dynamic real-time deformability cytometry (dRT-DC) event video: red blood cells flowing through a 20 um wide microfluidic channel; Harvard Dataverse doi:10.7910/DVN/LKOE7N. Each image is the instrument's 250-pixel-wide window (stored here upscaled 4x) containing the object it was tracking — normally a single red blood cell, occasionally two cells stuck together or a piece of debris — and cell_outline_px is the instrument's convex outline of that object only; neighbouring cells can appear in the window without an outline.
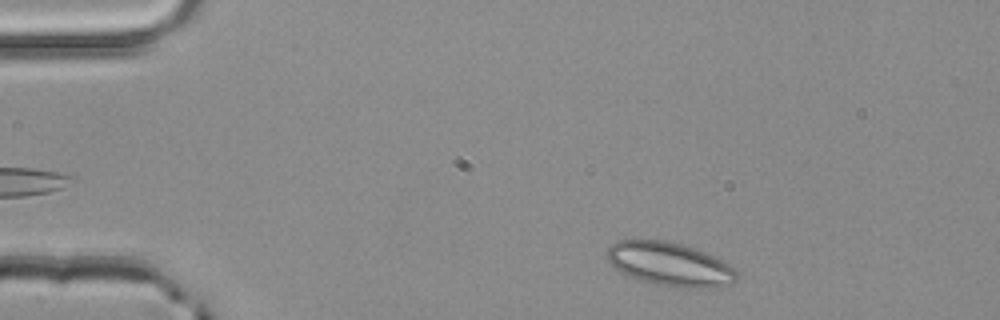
{"species": "common noctule bat (a hibernating species)", "species_latin": "Nyctalus noctula", "temperature_condition": "room temperature", "stored_images_in_passage": 45, "camera_frame_rate_fps": 3000, "um_per_image_px": 0.085, "animal": {"sex": "male", "body_mass_g": 20.4}, "frame": {"image": 1, "passage_image": 2, "time_ms": 0.333, "image_size_px": [1000, 320], "cell_outline_px": [[736, 280], [732, 284], [720, 288], [680, 288], [660, 284], [628, 276], [620, 272], [608, 260], [604, 252], [616, 240], [664, 240], [680, 244], [704, 252], [724, 260], [736, 272]], "centroid_in_image_um": [56.94, 22.46], "position_along_channel_um": 28.1, "area_um2": 32.95}}
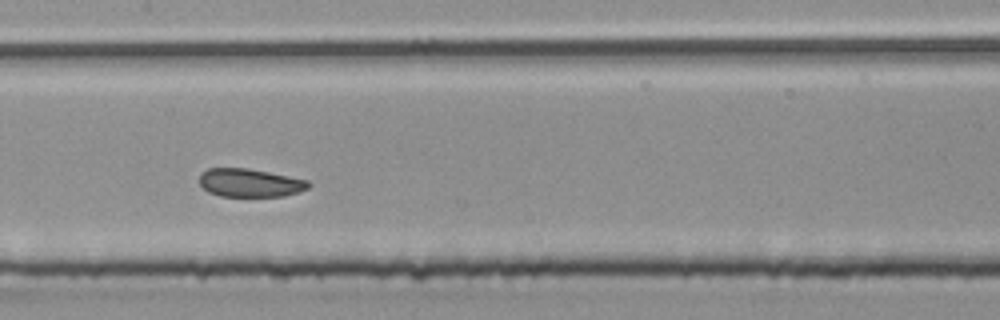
{"frame": {"image": 2, "passage_image": 19, "time_ms": 6.0, "image_size_px": [1000, 320], "cell_outline_px": [[312, 184], [308, 188], [300, 192], [284, 196], [220, 196], [208, 192], [200, 184], [200, 172], [208, 168], [248, 168], [308, 180]], "centroid_in_image_um": [21.25, 15.54], "position_along_channel_um": 186.2, "area_um2": 18.03}}
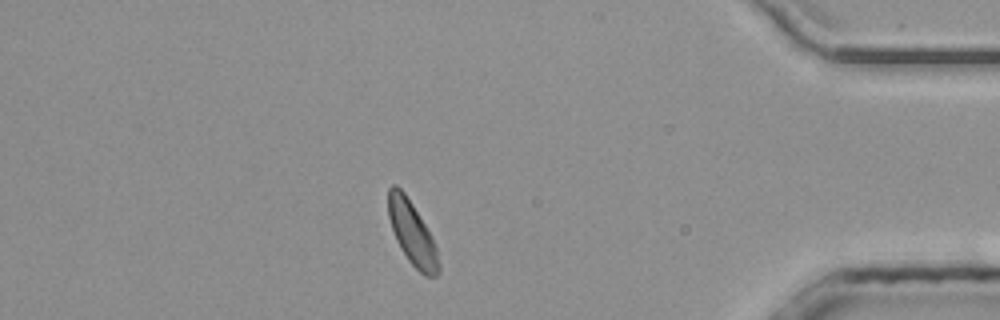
{"frame": {"image": 3, "passage_image": 38, "time_ms": 12.333, "image_size_px": [1000, 320], "cell_outline_px": [[440, 272], [436, 276], [424, 276], [408, 260], [400, 248], [396, 240], [388, 216], [388, 188], [392, 184], [396, 184], [404, 192], [412, 204], [432, 236], [436, 248], [440, 264]], "centroid_in_image_um": [35.03, 19.83], "position_along_channel_um": 400.2, "area_um2": 18.55}, "authors_computed_cell_mechanics": {"area_um2": 18.9006, "velocity_mm_per_s": 4.0244, "shape_relaxation_time_tau1_ms": null, "shape_relaxation_time_tau2_ms": 2.4841, "deformation_change_tau1": null, "deformation_change_tau2": 0.0775}}